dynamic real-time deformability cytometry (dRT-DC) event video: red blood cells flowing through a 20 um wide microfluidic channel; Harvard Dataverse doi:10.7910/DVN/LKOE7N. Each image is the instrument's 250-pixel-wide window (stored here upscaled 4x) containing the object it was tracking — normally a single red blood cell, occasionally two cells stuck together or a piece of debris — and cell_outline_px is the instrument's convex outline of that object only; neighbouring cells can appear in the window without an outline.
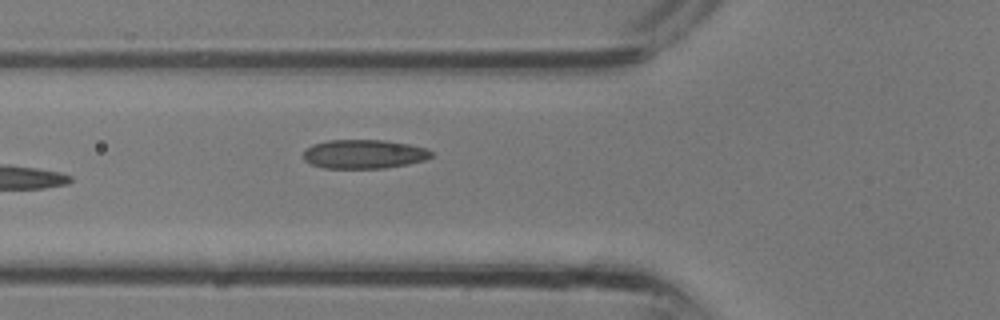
{"species": "common noctule bat (a hibernating species)", "species_latin": "Nyctalus noctula", "temperature_condition": "room temperature", "stored_images_in_passage": 4, "camera_frame_rate_fps": 3000, "um_per_image_px": 0.085, "animal": {"sex": "male", "body_mass_g": 13.3}, "frame": {"image": 1, "passage_image": 4, "time_ms": 1.0, "image_size_px": [1000, 320], "cell_outline_px": [[432, 156], [424, 160], [408, 164], [384, 168], [324, 168], [312, 164], [304, 160], [304, 152], [312, 144], [328, 140], [384, 140], [408, 144], [428, 148], [432, 152]], "centroid_in_image_um": [30.95, 13.09], "position_along_channel_um": 94.8, "area_um2": 21.56}}